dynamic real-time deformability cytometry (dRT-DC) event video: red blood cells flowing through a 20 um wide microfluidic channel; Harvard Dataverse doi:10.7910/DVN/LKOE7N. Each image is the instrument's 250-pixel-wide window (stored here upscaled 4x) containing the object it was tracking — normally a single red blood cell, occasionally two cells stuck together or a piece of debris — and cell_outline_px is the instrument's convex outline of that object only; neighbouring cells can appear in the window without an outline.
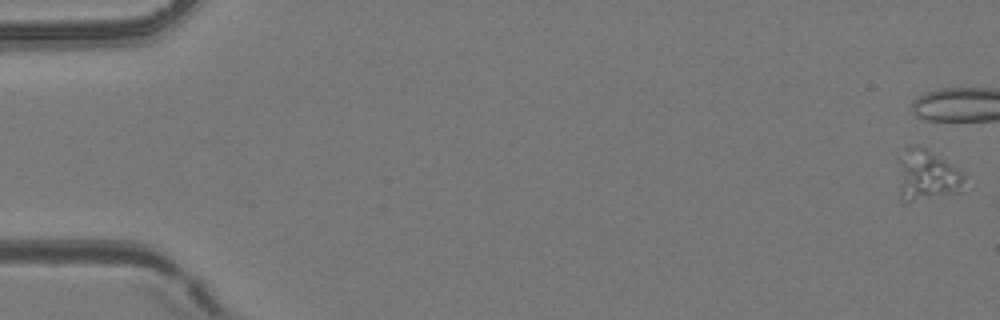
{"species": "common noctule bat (a hibernating species)", "species_latin": "Nyctalus noctula", "temperature_condition": "room temperature", "stored_images_in_passage": 7, "camera_frame_rate_fps": 3000, "um_per_image_px": 0.085, "animal": {"sex": "female", "body_mass_g": 24.6, "forearm_length_mm": 56.2}, "frame": {"image": 1, "passage_image": 1, "time_ms": 0.0, "image_size_px": [1000, 320], "cell_outline_px": [[964, 176], [956, 192], [904, 204], [900, 200], [896, 156], [904, 148], [912, 144], [924, 148], [944, 160], [956, 168]], "centroid_in_image_um": [78.61, 14.89], "position_along_channel_um": 6.4, "area_um2": 19.71}}